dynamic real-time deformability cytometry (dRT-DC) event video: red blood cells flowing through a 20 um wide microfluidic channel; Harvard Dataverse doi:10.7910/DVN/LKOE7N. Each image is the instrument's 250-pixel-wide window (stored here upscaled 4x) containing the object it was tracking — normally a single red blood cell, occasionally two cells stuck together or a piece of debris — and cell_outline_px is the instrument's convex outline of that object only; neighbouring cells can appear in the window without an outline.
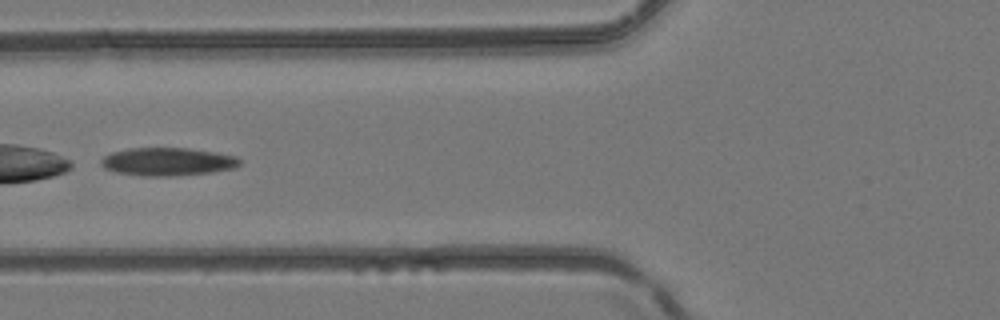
{"species": "common noctule bat (a hibernating species)", "species_latin": "Nyctalus noctula", "temperature_condition": "room temperature", "stored_images_in_passage": 3, "camera_frame_rate_fps": 3000, "um_per_image_px": 0.085, "animal": {"sex": "female", "body_mass_g": 24.6, "forearm_length_mm": 56.2}, "frame": {"image": 1, "passage_image": 2, "time_ms": 0.333, "image_size_px": [1000, 320], "cell_outline_px": [[240, 164], [236, 168], [212, 172], [176, 176], [144, 176], [116, 172], [104, 168], [100, 164], [100, 160], [104, 156], [112, 152], [128, 148], [188, 148], [216, 152], [236, 156], [240, 160]], "centroid_in_image_um": [14.25, 13.74], "position_along_channel_um": 111.6, "area_um2": 22.83}}
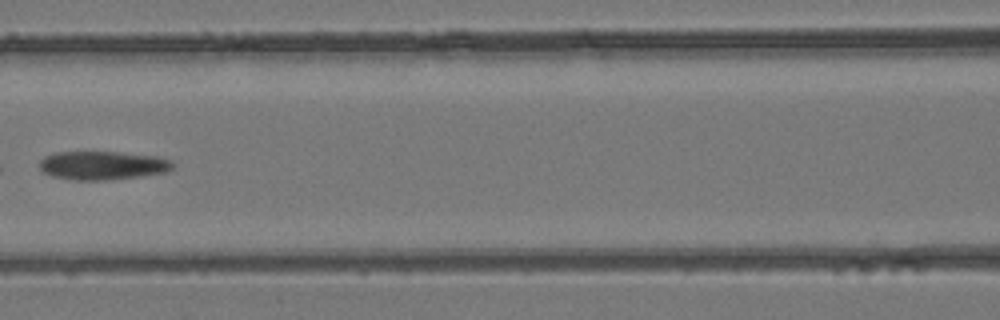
{"frame": {"image": 2, "passage_image": 3, "time_ms": 0.667, "image_size_px": [1000, 320], "cell_outline_px": [[176, 164], [172, 168], [164, 172], [136, 176], [104, 180], [72, 180], [52, 176], [40, 172], [40, 160], [44, 156], [56, 152], [120, 152], [160, 156], [172, 160]], "centroid_in_image_um": [8.7, 14.05], "position_along_channel_um": 157.9, "area_um2": 22.31}}